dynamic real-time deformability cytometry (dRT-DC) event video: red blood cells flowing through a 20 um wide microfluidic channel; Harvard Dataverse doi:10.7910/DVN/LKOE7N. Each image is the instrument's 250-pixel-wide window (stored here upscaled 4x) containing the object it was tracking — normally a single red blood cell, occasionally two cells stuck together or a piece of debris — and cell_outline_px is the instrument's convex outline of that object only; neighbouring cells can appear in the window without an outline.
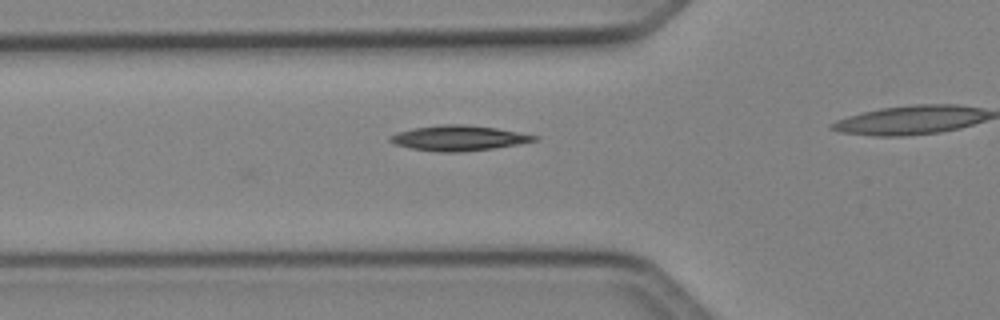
{"species": "Egyptian fruit bat (a non-hibernating species)", "species_latin": "Rousettus aegyptiacus", "temperature_condition": "cold", "stored_images_in_passage": 7, "camera_frame_rate_fps": 3000, "um_per_image_px": 0.085, "animal": {"sex": "female"}, "frame": {"image": 1, "passage_image": 7, "time_ms": 2.0, "image_size_px": [1000, 320], "cell_outline_px": [[540, 140], [492, 148], [460, 152], [440, 152], [412, 148], [396, 144], [388, 140], [388, 136], [412, 128], [440, 124], [464, 124], [496, 128], [540, 136]], "centroid_in_image_um": [39.0, 11.72], "position_along_channel_um": 86.8, "area_um2": 21.04}}